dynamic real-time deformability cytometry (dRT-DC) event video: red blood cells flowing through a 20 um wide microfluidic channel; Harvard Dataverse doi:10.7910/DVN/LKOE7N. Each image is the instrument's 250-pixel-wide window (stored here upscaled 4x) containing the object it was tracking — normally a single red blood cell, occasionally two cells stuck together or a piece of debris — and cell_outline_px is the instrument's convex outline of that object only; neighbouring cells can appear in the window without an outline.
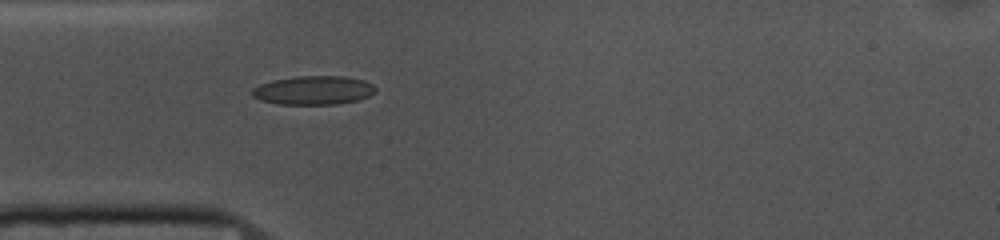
{"species": "common noctule bat (a hibernating species)", "species_latin": "Nyctalus noctula", "temperature_condition": "cold", "stored_images_in_passage": 40, "camera_frame_rate_fps": 3000, "um_per_image_px": 0.085, "animal": {"sex": "female", "body_mass_g": 10.0, "forearm_length_mm": 53.1}, "frame": {"image": 1, "passage_image": 1, "time_ms": 0.0, "image_size_px": [1000, 240], "cell_outline_px": [[376, 92], [360, 100], [336, 104], [276, 104], [260, 100], [252, 96], [252, 88], [260, 84], [272, 80], [296, 76], [344, 76], [364, 80], [372, 84], [376, 88]], "centroid_in_image_um": [26.65, 7.67], "position_along_channel_um": 58.4, "area_um2": 20.87}}
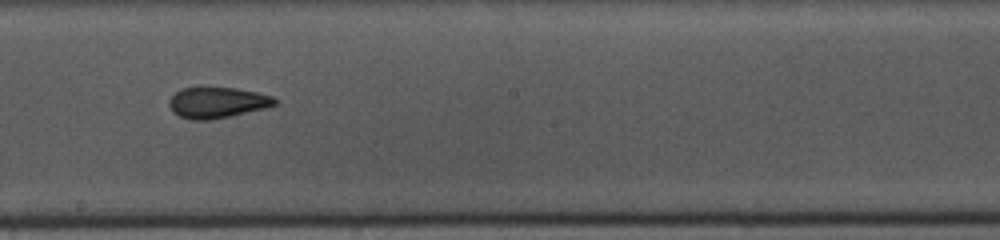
{"frame": {"image": 2, "passage_image": 15, "time_ms": 4.667, "image_size_px": [1000, 240], "cell_outline_px": [[276, 104], [264, 108], [228, 116], [208, 120], [192, 120], [180, 116], [172, 112], [168, 104], [168, 100], [180, 88], [236, 88], [256, 92], [272, 96], [276, 100]], "centroid_in_image_um": [18.41, 8.72], "position_along_channel_um": 229.8, "area_um2": 18.73}}
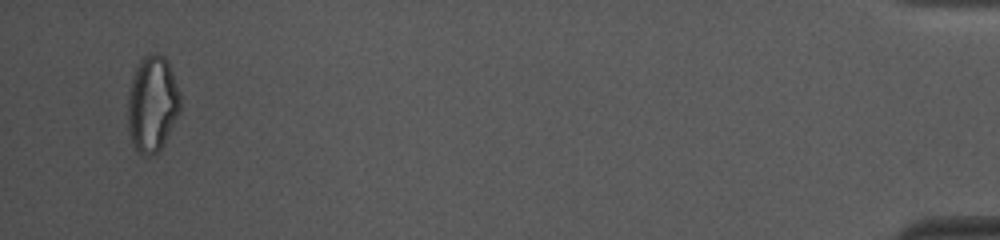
{"frame": {"image": 3, "passage_image": 38, "time_ms": 12.333, "image_size_px": [1000, 240], "cell_outline_px": [[180, 112], [164, 144], [152, 156], [148, 156], [140, 152], [132, 144], [128, 128], [128, 92], [132, 76], [140, 60], [144, 56], [152, 52], [156, 52], [164, 56], [172, 72], [180, 92]], "centroid_in_image_um": [12.95, 8.82], "position_along_channel_um": 422.3, "area_um2": 29.48}, "authors_computed_cell_mechanics": {"area_um2": 19.9988, "velocity_mm_per_s": 3.6788, "shape_relaxation_time_tau1_ms": 10.2932, "shape_relaxation_time_tau2_ms": 2.1221, "deformation_change_tau1": 0.1762, "deformation_change_tau2": 0.0869}}